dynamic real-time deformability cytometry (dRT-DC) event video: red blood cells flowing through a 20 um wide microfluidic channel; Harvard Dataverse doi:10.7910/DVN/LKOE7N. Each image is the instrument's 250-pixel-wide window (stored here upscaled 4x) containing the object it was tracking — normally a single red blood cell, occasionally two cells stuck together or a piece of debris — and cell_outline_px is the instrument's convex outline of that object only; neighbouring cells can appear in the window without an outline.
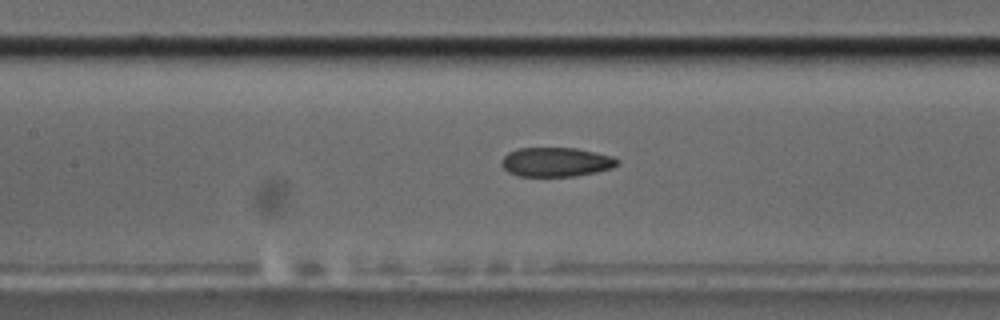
{"species": "common noctule bat (a hibernating species)", "species_latin": "Nyctalus noctula", "temperature_condition": "cold", "stored_images_in_passage": 40, "camera_frame_rate_fps": 3000, "um_per_image_px": 0.085, "animal": {"sex": "male", "body_mass_g": 17.5, "forearm_length_mm": 52.3}, "frame": {"image": 1, "passage_image": 17, "time_ms": 5.333, "image_size_px": [1000, 320], "cell_outline_px": [[620, 164], [612, 168], [596, 172], [572, 176], [520, 176], [508, 172], [500, 164], [500, 160], [508, 152], [516, 148], [576, 148], [596, 152], [612, 156], [620, 160]], "centroid_in_image_um": [47.26, 13.76], "position_along_channel_um": 160.1, "area_um2": 19.88}}
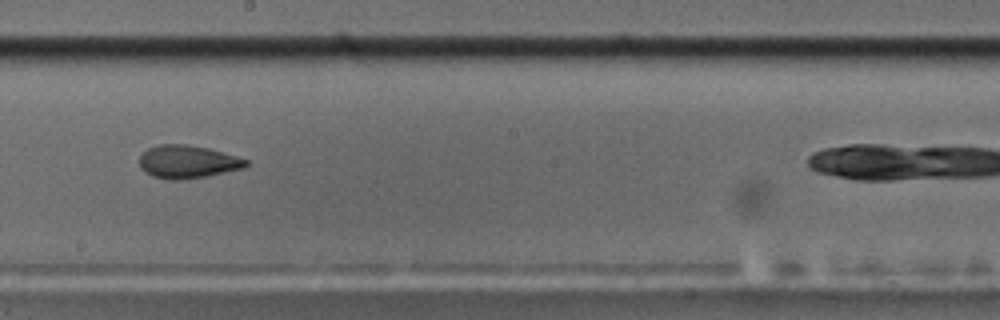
{"frame": {"image": 2, "passage_image": 23, "time_ms": 7.333, "image_size_px": [1000, 320], "cell_outline_px": [[248, 164], [244, 168], [208, 176], [180, 180], [172, 180], [152, 176], [144, 172], [140, 168], [140, 156], [148, 148], [156, 144], [184, 144], [208, 148], [236, 156], [248, 160]], "centroid_in_image_um": [15.93, 13.75], "position_along_channel_um": 232.3, "area_um2": 20.52}}
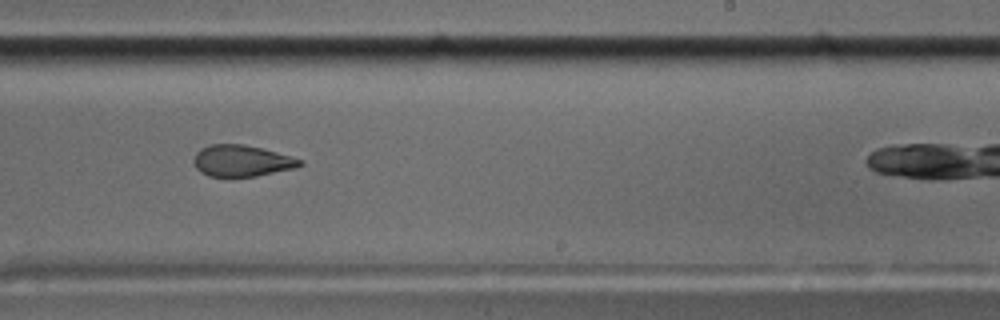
{"frame": {"image": 3, "passage_image": 26, "time_ms": 8.333, "image_size_px": [1000, 320], "cell_outline_px": [[304, 164], [296, 168], [256, 176], [208, 176], [200, 172], [192, 164], [192, 160], [196, 152], [200, 148], [208, 144], [244, 144], [264, 148], [292, 156], [304, 160]], "centroid_in_image_um": [20.55, 13.65], "position_along_channel_um": 268.5, "area_um2": 19.83}, "authors_computed_cell_mechanics": {"area_um2": 21.097, "velocity_mm_per_s": 3.6242, "shape_relaxation_time_tau1_ms": null, "shape_relaxation_time_tau2_ms": 2.7126, "deformation_change_tau1": null, "deformation_change_tau2": 0.0945}}